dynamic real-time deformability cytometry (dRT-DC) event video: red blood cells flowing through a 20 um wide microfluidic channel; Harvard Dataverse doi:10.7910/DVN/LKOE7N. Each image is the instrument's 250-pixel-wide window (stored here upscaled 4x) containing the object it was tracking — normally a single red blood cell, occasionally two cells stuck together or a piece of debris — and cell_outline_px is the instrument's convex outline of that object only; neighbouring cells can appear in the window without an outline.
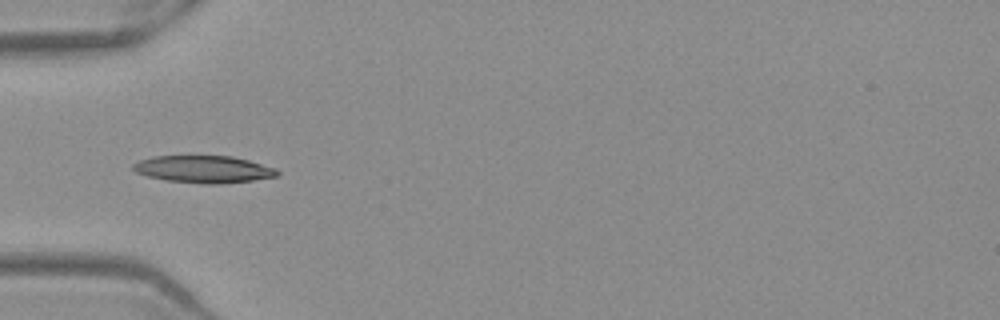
{"species": "Egyptian fruit bat (a non-hibernating species)", "species_latin": "Rousettus aegyptiacus", "temperature_condition": "warm", "stored_images_in_passage": 36, "camera_frame_rate_fps": 3000, "um_per_image_px": 0.085, "frame": {"image": 1, "passage_image": 1, "time_ms": 0.0, "image_size_px": [1000, 320], "cell_outline_px": [[280, 176], [252, 180], [220, 184], [204, 184], [164, 180], [148, 176], [136, 172], [132, 168], [132, 164], [140, 160], [152, 156], [232, 156], [248, 160], [276, 168], [280, 172]], "centroid_in_image_um": [17.32, 14.39], "position_along_channel_um": 67.7, "area_um2": 22.95}}
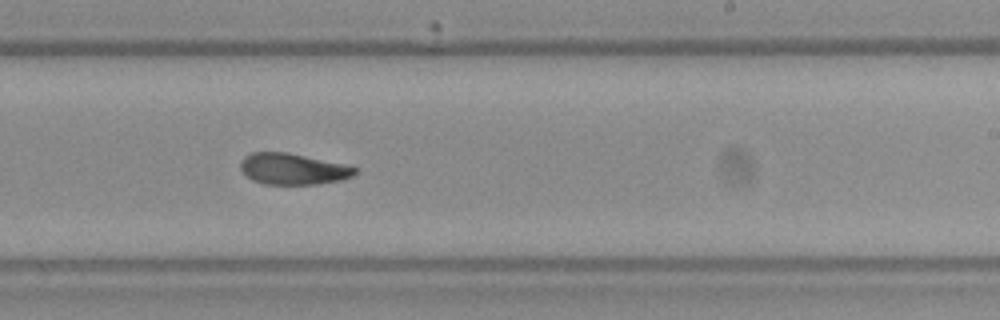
{"frame": {"image": 2, "passage_image": 16, "time_ms": 5.0, "image_size_px": [1000, 320], "cell_outline_px": [[356, 172], [352, 176], [340, 180], [316, 184], [264, 184], [252, 180], [240, 168], [240, 160], [244, 156], [252, 152], [288, 152], [352, 164], [356, 168]], "centroid_in_image_um": [24.94, 14.34], "position_along_channel_um": 264.1, "area_um2": 21.15}}
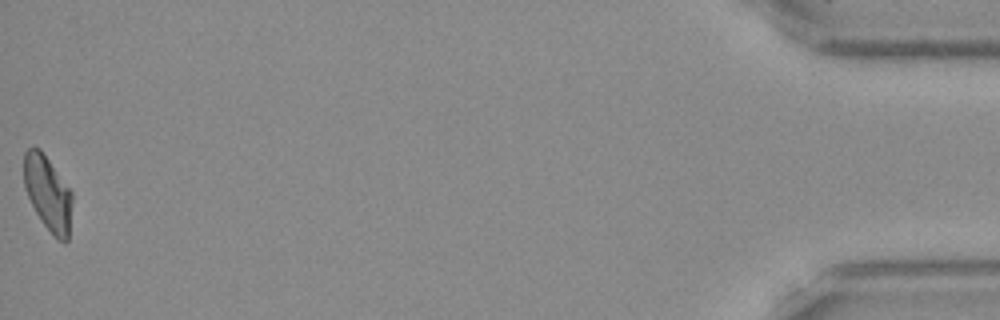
{"frame": {"image": 3, "passage_image": 36, "time_ms": 11.667, "image_size_px": [1000, 320], "cell_outline_px": [[72, 200], [68, 240], [64, 244], [56, 240], [44, 224], [36, 212], [24, 188], [24, 152], [32, 144], [40, 148], [72, 192]], "centroid_in_image_um": [4.06, 16.42], "position_along_channel_um": 431.1, "area_um2": 21.1}, "authors_computed_cell_mechanics": {"area_um2": 21.5594, "velocity_mm_per_s": 3.9305, "shape_relaxation_time_tau1_ms": 6.589, "shape_relaxation_time_tau2_ms": 2.2303, "deformation_change_tau1": 0.1799, "deformation_change_tau2": 0.0756}}